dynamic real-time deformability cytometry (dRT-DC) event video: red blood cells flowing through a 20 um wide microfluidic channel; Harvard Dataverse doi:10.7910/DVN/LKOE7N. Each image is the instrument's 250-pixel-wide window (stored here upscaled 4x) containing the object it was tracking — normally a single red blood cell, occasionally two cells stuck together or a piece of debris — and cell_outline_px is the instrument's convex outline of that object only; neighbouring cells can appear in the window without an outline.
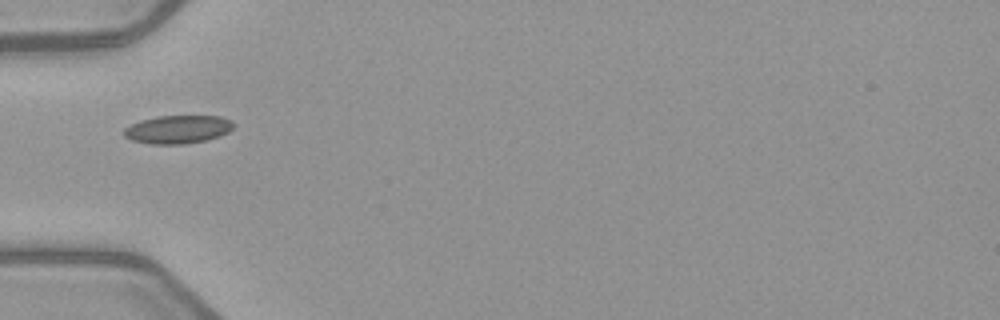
{"species": "common noctule bat (a hibernating species)", "species_latin": "Nyctalus noctula", "temperature_condition": "warm", "stored_images_in_passage": 7, "segment_of_instrument_passage": [2, 2], "camera_frame_rate_fps": 3000, "um_per_image_px": 0.085, "animal": {"sex": "female", "body_mass_g": 21.9}, "frame": {"image": 1, "passage_image": 6, "time_ms": 6.0, "image_size_px": [1000, 320], "cell_outline_px": [[236, 124], [228, 132], [220, 136], [208, 140], [184, 144], [152, 144], [132, 140], [124, 136], [124, 128], [140, 120], [156, 116], [220, 116], [232, 120]], "centroid_in_image_um": [15.15, 10.99], "position_along_channel_um": 69.9, "area_um2": 18.15}}
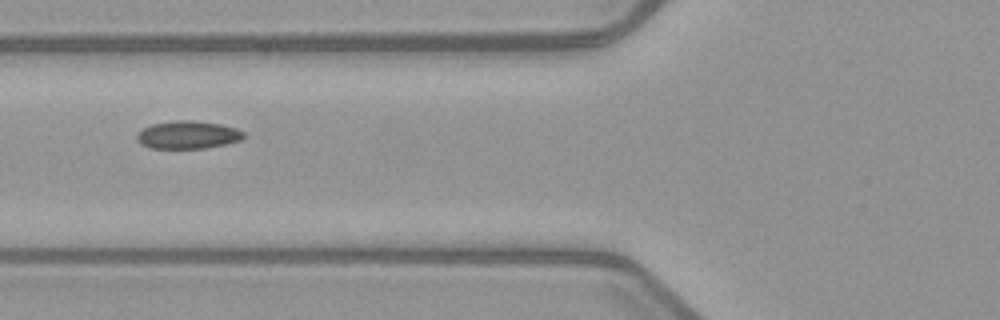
{"frame": {"image": 2, "passage_image": 7, "time_ms": 7.0, "image_size_px": [1000, 320], "cell_outline_px": [[244, 136], [240, 140], [224, 144], [204, 148], [148, 148], [140, 144], [136, 140], [136, 136], [144, 128], [152, 124], [176, 120], [192, 120], [220, 124], [236, 128], [244, 132]], "centroid_in_image_um": [15.94, 11.46], "position_along_channel_um": 109.9, "area_um2": 17.22}}